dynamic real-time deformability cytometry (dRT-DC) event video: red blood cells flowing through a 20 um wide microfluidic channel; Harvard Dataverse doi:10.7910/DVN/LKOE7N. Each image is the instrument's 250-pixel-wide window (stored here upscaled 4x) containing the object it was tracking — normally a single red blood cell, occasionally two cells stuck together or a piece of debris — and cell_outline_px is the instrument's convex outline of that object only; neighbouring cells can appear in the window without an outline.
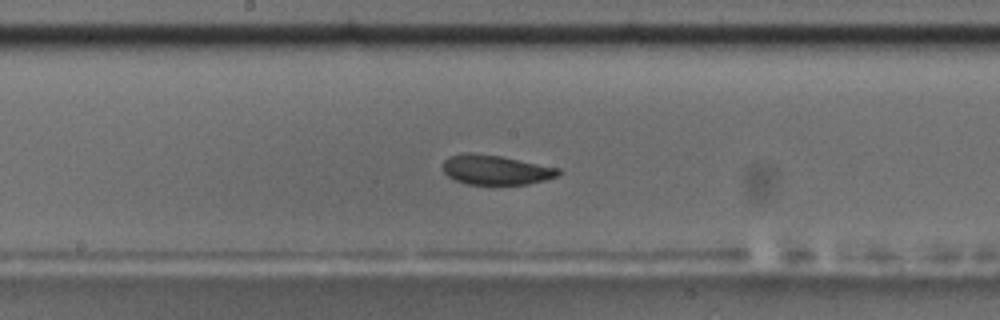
{"species": "common noctule bat (a hibernating species)", "species_latin": "Nyctalus noctula", "temperature_condition": "room temperature", "stored_images_in_passage": 47, "camera_frame_rate_fps": 3000, "um_per_image_px": 0.085, "animal": {"sex": "male", "body_mass_g": 17.5, "forearm_length_mm": 52.3}, "frame": {"image": 1, "passage_image": 21, "time_ms": 6.667, "image_size_px": [1000, 320], "cell_outline_px": [[560, 172], [556, 176], [544, 180], [528, 184], [468, 184], [456, 180], [448, 176], [444, 172], [444, 160], [448, 156], [464, 152], [468, 152], [500, 156], [560, 168]], "centroid_in_image_um": [42.11, 14.43], "position_along_channel_um": 206.1, "area_um2": 19.77}, "authors_computed_cell_mechanics": {"area_um2": 21.0392, "velocity_mm_per_s": 3.6419, "shape_relaxation_time_tau1_ms": 4.5316, "shape_relaxation_time_tau2_ms": 2.7899, "deformation_change_tau1": 0.1054, "deformation_change_tau2": 0.0726}}